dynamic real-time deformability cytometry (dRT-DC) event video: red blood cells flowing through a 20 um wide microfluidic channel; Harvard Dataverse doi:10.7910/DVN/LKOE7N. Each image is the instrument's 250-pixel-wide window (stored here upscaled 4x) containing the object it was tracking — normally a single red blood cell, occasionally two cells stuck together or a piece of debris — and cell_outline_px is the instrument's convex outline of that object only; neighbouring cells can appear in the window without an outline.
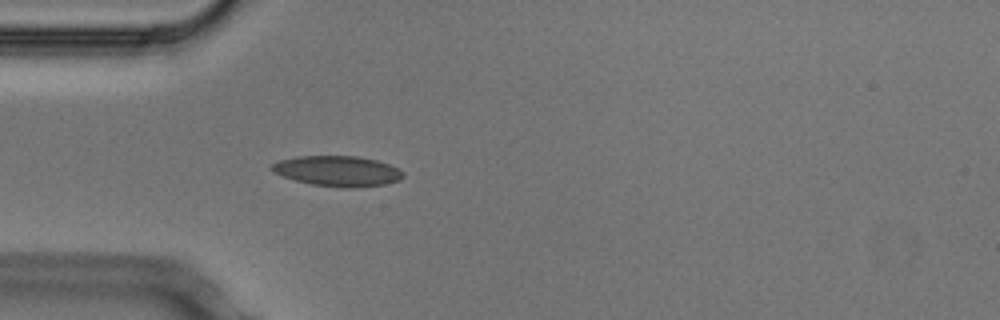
{"species": "Egyptian fruit bat (a non-hibernating species)", "species_latin": "Rousettus aegyptiacus", "temperature_condition": "cold", "stored_images_in_passage": 3, "camera_frame_rate_fps": 3000, "um_per_image_px": 0.085, "animal": {"sex": "male"}, "frame": {"image": 1, "passage_image": 3, "time_ms": 0.667, "image_size_px": [1000, 320], "cell_outline_px": [[404, 176], [400, 180], [384, 184], [356, 188], [344, 188], [312, 184], [296, 180], [284, 176], [268, 168], [272, 164], [280, 160], [296, 156], [356, 156], [376, 160], [388, 164], [404, 172]], "centroid_in_image_um": [28.71, 14.54], "position_along_channel_um": 56.3, "area_um2": 23.12}}